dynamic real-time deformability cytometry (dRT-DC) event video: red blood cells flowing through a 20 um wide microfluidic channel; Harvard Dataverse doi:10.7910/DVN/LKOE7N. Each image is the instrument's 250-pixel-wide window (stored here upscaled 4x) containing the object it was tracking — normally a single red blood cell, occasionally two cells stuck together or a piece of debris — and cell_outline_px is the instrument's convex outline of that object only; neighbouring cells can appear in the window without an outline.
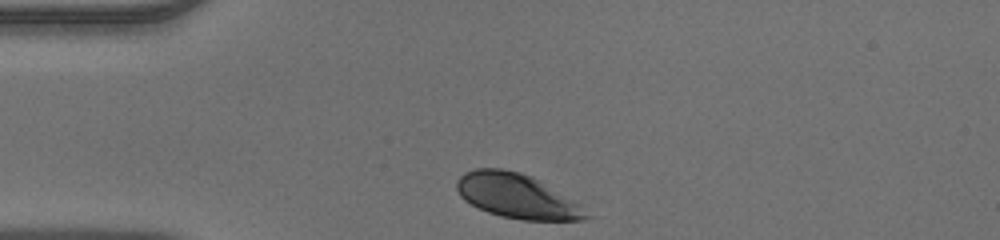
{"species": "human", "species_latin": "Homo sapiens", "temperature_condition": "warm", "stored_images_in_passage": 30, "camera_frame_rate_fps": 3000, "um_per_image_px": 0.085, "donor": {"sex": "male"}, "frame": {"image": 1, "passage_image": 1, "time_ms": 0.0, "image_size_px": [1000, 240], "cell_outline_px": [[592, 216], [584, 220], [524, 220], [500, 216], [488, 212], [464, 200], [460, 196], [456, 188], [456, 180], [464, 172], [476, 168], [504, 168], [520, 172], [532, 176], [540, 180], [572, 200]], "centroid_in_image_um": [43.9, 16.65], "position_along_channel_um": 41.1, "area_um2": 33.41}}
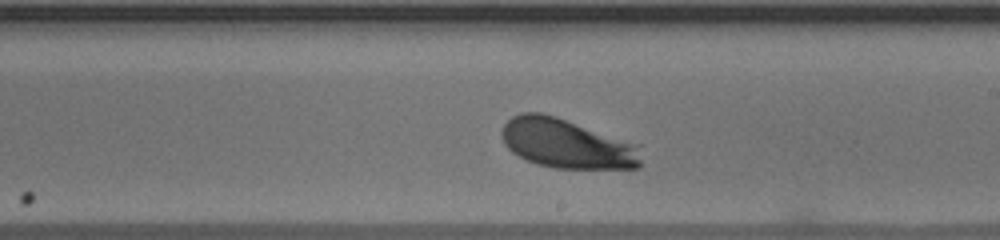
{"frame": {"image": 2, "passage_image": 18, "time_ms": 5.667, "image_size_px": [1000, 240], "cell_outline_px": [[640, 168], [556, 168], [536, 164], [512, 152], [504, 144], [500, 132], [504, 124], [512, 116], [520, 112], [540, 112], [556, 116], [632, 144], [640, 160]], "centroid_in_image_um": [48.03, 12.2], "position_along_channel_um": 241.0, "area_um2": 39.13}}
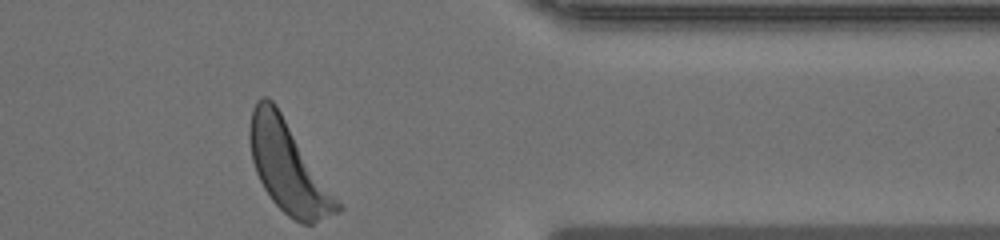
{"frame": {"image": 3, "passage_image": 30, "time_ms": 9.667, "image_size_px": [1000, 240], "cell_outline_px": [[344, 208], [340, 212], [312, 224], [300, 224], [288, 216], [272, 200], [264, 188], [256, 172], [252, 160], [248, 140], [248, 132], [252, 108], [256, 100], [260, 96], [268, 96], [276, 104]], "centroid_in_image_um": [24.48, 14.19], "position_along_channel_um": 386.9, "area_um2": 46.18}}